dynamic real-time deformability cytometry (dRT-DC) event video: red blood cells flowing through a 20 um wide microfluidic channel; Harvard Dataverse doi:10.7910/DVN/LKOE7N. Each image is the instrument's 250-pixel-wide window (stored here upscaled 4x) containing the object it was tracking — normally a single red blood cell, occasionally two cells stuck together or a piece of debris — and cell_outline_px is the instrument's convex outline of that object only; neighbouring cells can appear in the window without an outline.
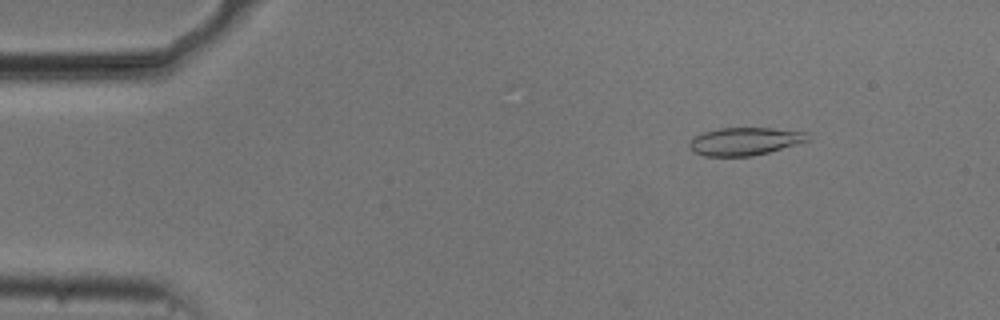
{"species": "common noctule bat (a hibernating species)", "species_latin": "Nyctalus noctula", "temperature_condition": "cold", "stored_images_in_passage": 46, "camera_frame_rate_fps": 3000, "um_per_image_px": 0.085, "animal": {"sex": "male", "body_mass_g": 20.5, "forearm_length_mm": 52.5}, "frame": {"image": 1, "passage_image": 1, "time_ms": 0.0, "image_size_px": [1000, 320], "cell_outline_px": [[808, 140], [796, 144], [768, 152], [752, 156], [704, 156], [692, 152], [688, 148], [688, 144], [696, 136], [704, 132], [720, 128], [772, 128], [808, 132]], "centroid_in_image_um": [63.27, 12.01], "position_along_channel_um": 21.7, "area_um2": 19.07}}
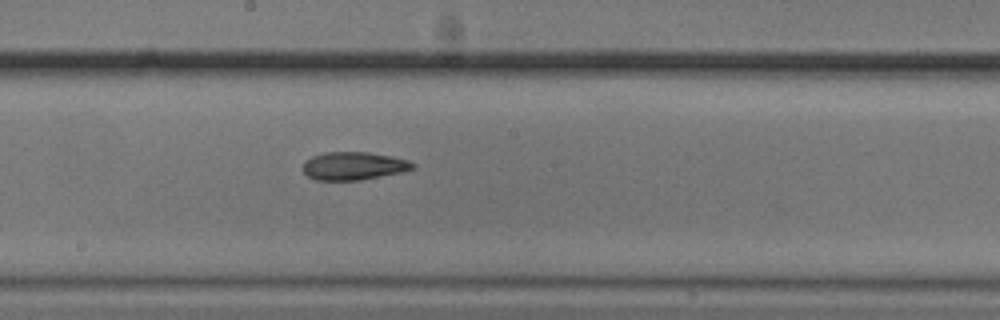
{"frame": {"image": 2, "passage_image": 23, "time_ms": 7.333, "image_size_px": [1000, 320], "cell_outline_px": [[416, 168], [400, 172], [360, 180], [316, 180], [308, 176], [304, 172], [304, 160], [312, 156], [324, 152], [368, 152], [392, 156], [408, 160], [416, 164]], "centroid_in_image_um": [30.06, 14.09], "position_along_channel_um": 218.1, "area_um2": 17.92}}
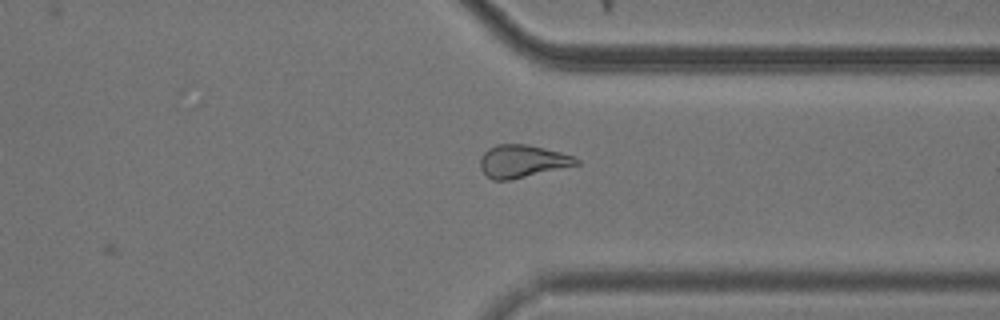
{"frame": {"image": 3, "passage_image": 35, "time_ms": 11.333, "image_size_px": [1000, 320], "cell_outline_px": [[580, 164], [508, 180], [492, 180], [480, 168], [480, 156], [488, 148], [496, 144], [528, 144], [560, 152], [572, 156], [580, 160]], "centroid_in_image_um": [44.37, 13.69], "position_along_channel_um": 367.0, "area_um2": 18.15}, "authors_computed_cell_mechanics": {"area_um2": 17.9758, "velocity_mm_per_s": 3.74, "shape_relaxation_time_tau1_ms": 8.2411, "shape_relaxation_time_tau2_ms": 3.1955, "deformation_change_tau1": 0.2036, "deformation_change_tau2": 0.0984}}